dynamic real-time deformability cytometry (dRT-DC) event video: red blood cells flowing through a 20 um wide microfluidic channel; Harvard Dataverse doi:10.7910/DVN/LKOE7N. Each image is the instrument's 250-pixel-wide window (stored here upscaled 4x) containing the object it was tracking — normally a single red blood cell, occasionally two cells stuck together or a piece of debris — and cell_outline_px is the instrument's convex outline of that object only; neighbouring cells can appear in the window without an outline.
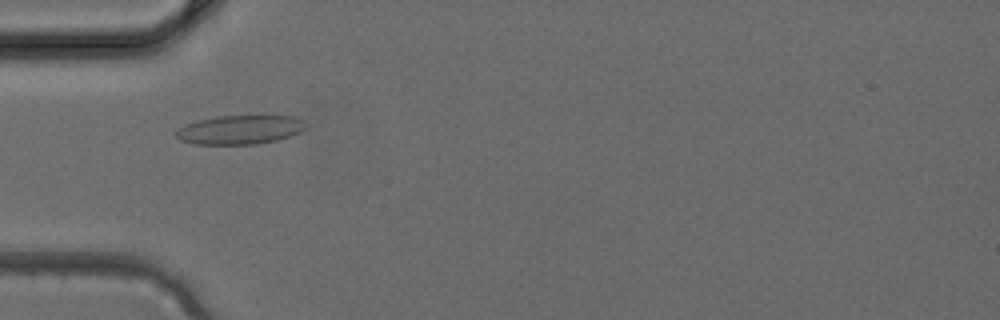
{"species": "common noctule bat (a hibernating species)", "species_latin": "Nyctalus noctula", "temperature_condition": "cold", "stored_images_in_passage": 4, "camera_frame_rate_fps": 3000, "um_per_image_px": 0.085, "animal": {"sex": "female", "body_mass_g": 24.6, "forearm_length_mm": 56.2}, "frame": {"image": 1, "passage_image": 3, "time_ms": 0.667, "image_size_px": [1000, 320], "cell_outline_px": [[308, 128], [300, 132], [276, 140], [256, 144], [192, 144], [180, 140], [176, 136], [176, 132], [184, 124], [196, 120], [216, 116], [296, 116], [304, 120]], "centroid_in_image_um": [20.4, 11.02], "position_along_channel_um": 64.6, "area_um2": 22.02}}
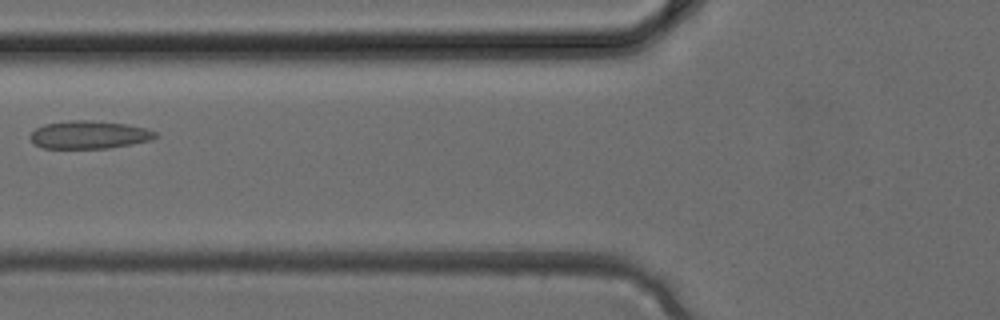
{"frame": {"image": 2, "passage_image": 4, "time_ms": 1.0, "image_size_px": [1000, 320], "cell_outline_px": [[160, 136], [152, 140], [132, 144], [108, 148], [44, 148], [32, 144], [28, 136], [36, 128], [44, 124], [68, 120], [92, 120], [128, 124], [148, 128], [156, 132]], "centroid_in_image_um": [7.59, 11.45], "position_along_channel_um": 118.2, "area_um2": 20.75}}